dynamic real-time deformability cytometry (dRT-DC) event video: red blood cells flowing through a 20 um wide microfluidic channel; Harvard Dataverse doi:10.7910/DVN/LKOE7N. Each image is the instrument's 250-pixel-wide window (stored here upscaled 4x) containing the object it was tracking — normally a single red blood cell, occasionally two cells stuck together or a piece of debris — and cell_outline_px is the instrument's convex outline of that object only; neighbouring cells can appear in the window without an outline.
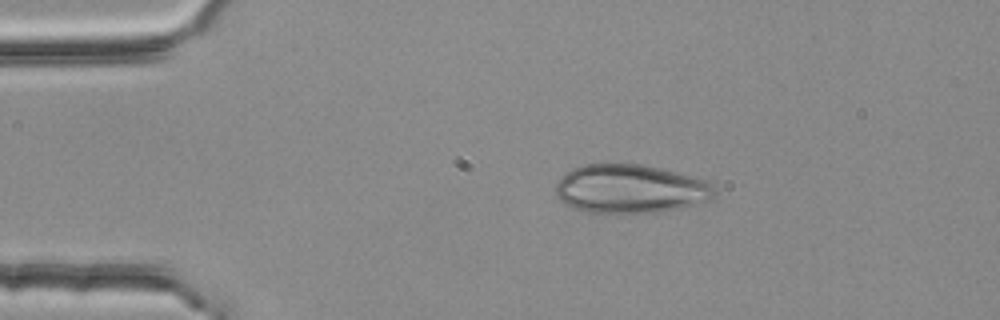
{"species": "common noctule bat (a hibernating species)", "species_latin": "Nyctalus noctula", "temperature_condition": "room temperature", "stored_images_in_passage": 2, "camera_frame_rate_fps": 3000, "um_per_image_px": 0.085, "animal": {"sex": "female", "body_mass_g": 25.1}, "frame": {"image": 1, "passage_image": 1, "time_ms": 0.0, "image_size_px": [1000, 320], "cell_outline_px": [[716, 196], [712, 200], [680, 208], [660, 212], [588, 212], [564, 204], [556, 196], [556, 184], [572, 168], [580, 164], [640, 164], [708, 180], [716, 188]], "centroid_in_image_um": [53.62, 16.05], "position_along_channel_um": 31.4, "area_um2": 44.97}}